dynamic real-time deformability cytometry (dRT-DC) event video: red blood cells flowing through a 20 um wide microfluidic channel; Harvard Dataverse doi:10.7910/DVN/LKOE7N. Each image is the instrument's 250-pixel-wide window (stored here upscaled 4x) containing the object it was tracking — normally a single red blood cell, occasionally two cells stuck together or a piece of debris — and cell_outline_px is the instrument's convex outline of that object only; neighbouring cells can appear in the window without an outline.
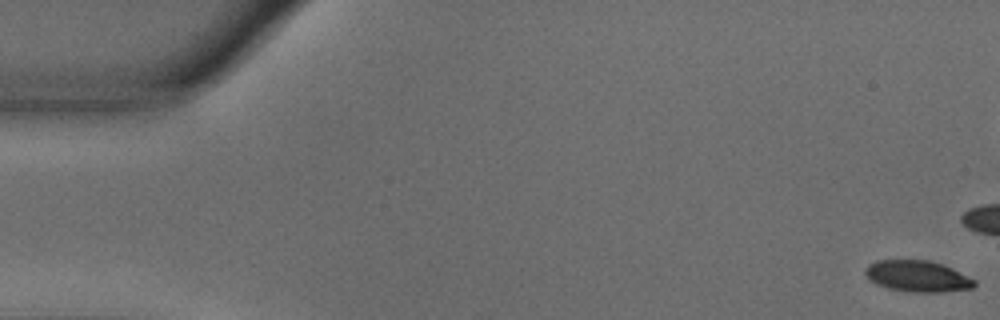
{"species": "common noctule bat (a hibernating species)", "species_latin": "Nyctalus noctula", "temperature_condition": "warm", "stored_images_in_passage": 43, "camera_frame_rate_fps": 3000, "um_per_image_px": 0.085, "animal": {"sex": "male", "body_mass_g": 18.8}, "frame": {"image": 1, "passage_image": 1, "time_ms": 0.0, "image_size_px": [1000, 320], "cell_outline_px": [[976, 284], [972, 288], [940, 292], [912, 292], [888, 288], [876, 284], [868, 280], [864, 272], [864, 268], [868, 264], [876, 260], [928, 260], [944, 264], [976, 280]], "centroid_in_image_um": [77.96, 23.47], "position_along_channel_um": 7.0, "area_um2": 20.06}}
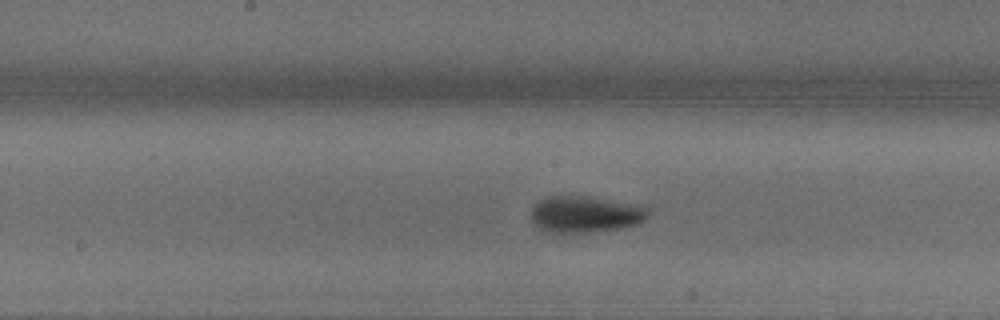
{"frame": {"image": 2, "passage_image": 28, "time_ms": 9.0, "image_size_px": [1000, 320], "cell_outline_px": [[648, 216], [644, 220], [636, 224], [616, 228], [556, 236], [544, 232], [536, 228], [532, 224], [532, 204], [536, 200], [544, 196], [592, 196], [644, 204], [648, 208]], "centroid_in_image_um": [49.67, 18.21], "position_along_channel_um": 198.5, "area_um2": 26.13}}
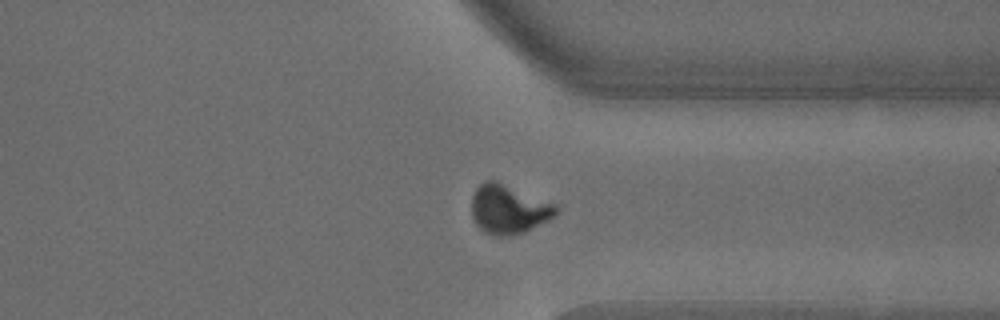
{"frame": {"image": 3, "passage_image": 42, "time_ms": 13.667, "image_size_px": [1000, 320], "cell_outline_px": [[556, 212], [548, 220], [524, 232], [508, 236], [496, 236], [484, 232], [476, 224], [472, 216], [472, 196], [476, 188], [480, 184], [488, 180], [496, 180], [556, 204]], "centroid_in_image_um": [43.2, 17.78], "position_along_channel_um": 368.2, "area_um2": 23.93}}